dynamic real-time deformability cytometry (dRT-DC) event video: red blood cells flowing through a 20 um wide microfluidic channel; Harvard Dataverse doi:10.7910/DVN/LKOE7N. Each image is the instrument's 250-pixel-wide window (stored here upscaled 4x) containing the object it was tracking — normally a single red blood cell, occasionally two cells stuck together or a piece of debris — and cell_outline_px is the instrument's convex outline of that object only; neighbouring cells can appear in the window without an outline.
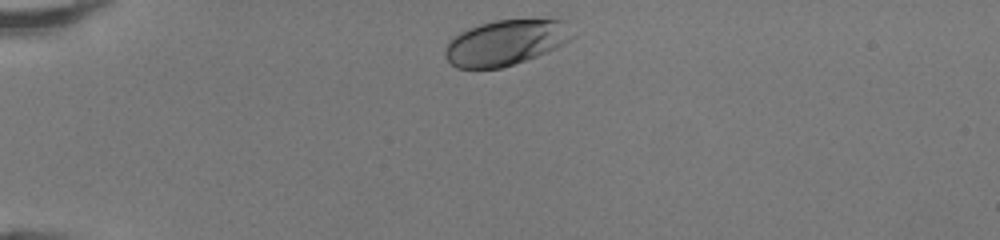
{"species": "human", "species_latin": "Homo sapiens", "temperature_condition": "room temperature", "stored_images_in_passage": 32, "camera_frame_rate_fps": 3000, "um_per_image_px": 0.085, "donor": {"sex": "female"}, "frame": {"image": 1, "passage_image": 1, "time_ms": 0.0, "image_size_px": [1000, 240], "cell_outline_px": [[572, 36], [568, 40], [536, 56], [500, 68], [456, 68], [444, 56], [444, 48], [448, 40], [452, 36], [468, 28], [480, 24], [496, 20], [564, 20]], "centroid_in_image_um": [42.86, 3.62], "position_along_channel_um": 42.1, "area_um2": 33.0}}
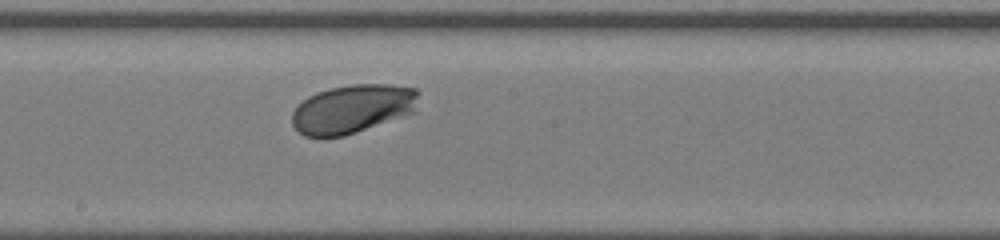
{"frame": {"image": 2, "passage_image": 17, "time_ms": 5.333, "image_size_px": [1000, 240], "cell_outline_px": [[420, 92], [416, 112], [344, 136], [324, 140], [304, 136], [292, 124], [292, 112], [308, 96], [316, 92], [332, 88], [352, 84], [388, 84], [416, 88]], "centroid_in_image_um": [29.98, 9.28], "position_along_channel_um": 218.2, "area_um2": 36.47}}
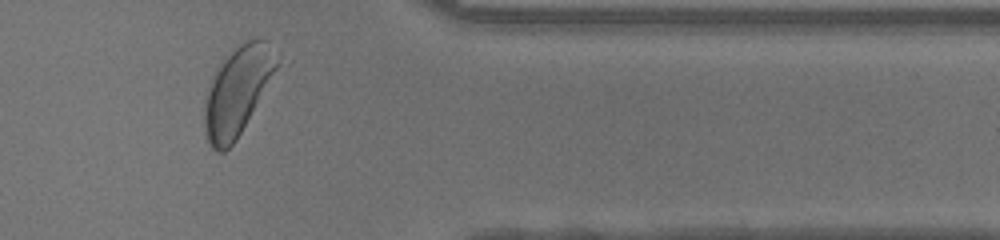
{"frame": {"image": 3, "passage_image": 30, "time_ms": 9.667, "image_size_px": [1000, 240], "cell_outline_px": [[284, 60], [236, 140], [224, 152], [216, 152], [208, 144], [204, 136], [204, 96], [208, 84], [212, 76], [224, 56], [240, 44], [248, 40], [268, 40], [284, 56]], "centroid_in_image_um": [20.22, 7.69], "position_along_channel_um": 391.2, "area_um2": 38.55}, "authors_computed_cell_mechanics": {"area_um2": 35.7204, "velocity_mm_per_s": 4.2118, "shape_relaxation_time_tau1_ms": 0.6373, "shape_relaxation_time_tau2_ms": 6.0261, "deformation_change_tau1": 0.0623, "deformation_change_tau2": 0.1634}}